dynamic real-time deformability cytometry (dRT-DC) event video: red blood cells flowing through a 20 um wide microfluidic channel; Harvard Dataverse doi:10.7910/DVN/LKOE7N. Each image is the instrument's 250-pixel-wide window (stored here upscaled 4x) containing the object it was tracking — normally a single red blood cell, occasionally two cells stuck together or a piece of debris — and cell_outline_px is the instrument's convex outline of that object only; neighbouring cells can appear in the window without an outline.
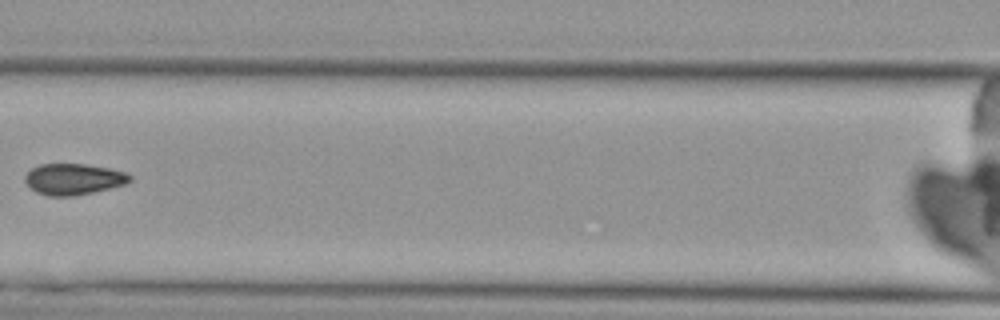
{"species": "Egyptian fruit bat (a non-hibernating species)", "species_latin": "Rousettus aegyptiacus", "temperature_condition": "cold", "stored_images_in_passage": 6, "camera_frame_rate_fps": 3000, "um_per_image_px": 0.085, "animal": {"sex": "female"}, "frame": {"image": 1, "passage_image": 6, "time_ms": 7.333, "image_size_px": [1000, 320], "cell_outline_px": [[132, 180], [124, 184], [92, 192], [72, 196], [48, 196], [36, 192], [24, 180], [24, 176], [32, 168], [40, 164], [84, 164], [108, 168], [124, 172], [132, 176]], "centroid_in_image_um": [6.23, 15.22], "position_along_channel_um": 160.4, "area_um2": 18.79}}